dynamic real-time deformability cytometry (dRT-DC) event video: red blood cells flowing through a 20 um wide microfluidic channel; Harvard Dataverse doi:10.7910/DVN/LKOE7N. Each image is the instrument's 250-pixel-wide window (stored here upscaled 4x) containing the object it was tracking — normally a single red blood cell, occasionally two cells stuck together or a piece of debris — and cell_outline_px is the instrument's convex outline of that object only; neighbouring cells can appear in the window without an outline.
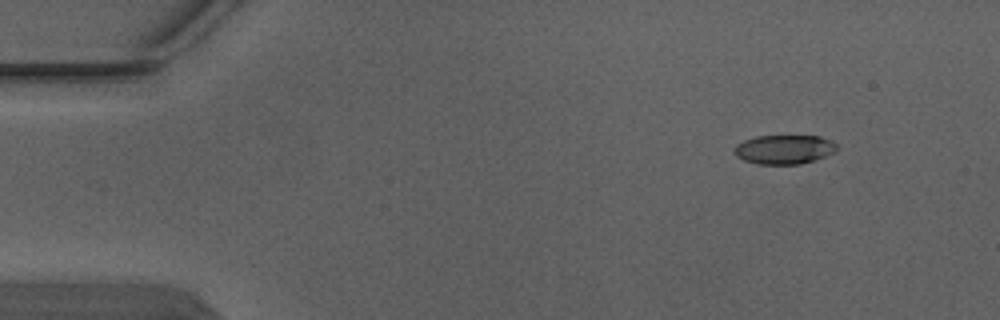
{"species": "Egyptian fruit bat (a non-hibernating species)", "species_latin": "Rousettus aegyptiacus", "temperature_condition": "warm", "stored_images_in_passage": 5, "camera_frame_rate_fps": 3000, "um_per_image_px": 0.085, "animal": {"sex": "male"}, "frame": {"image": 1, "passage_image": 1, "time_ms": 0.0, "image_size_px": [1000, 320], "cell_outline_px": [[836, 152], [816, 160], [800, 164], [756, 164], [744, 160], [736, 156], [736, 144], [744, 140], [756, 136], [820, 136], [836, 144]], "centroid_in_image_um": [66.67, 12.71], "position_along_channel_um": 18.3, "area_um2": 17.34}}
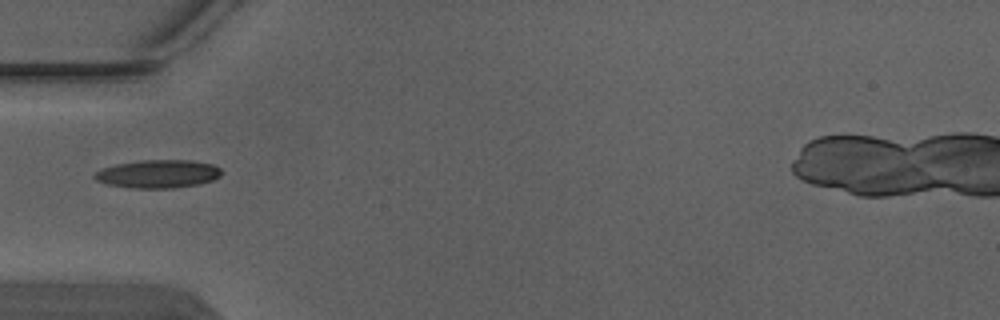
{"frame": {"image": 2, "passage_image": 4, "time_ms": 1.0, "image_size_px": [1000, 320], "cell_outline_px": [[224, 172], [220, 176], [212, 180], [200, 184], [172, 188], [136, 188], [108, 184], [96, 180], [92, 176], [96, 172], [104, 168], [116, 164], [140, 160], [192, 160], [212, 164], [220, 168]], "centroid_in_image_um": [13.47, 14.77], "position_along_channel_um": 71.5, "area_um2": 20.81}}
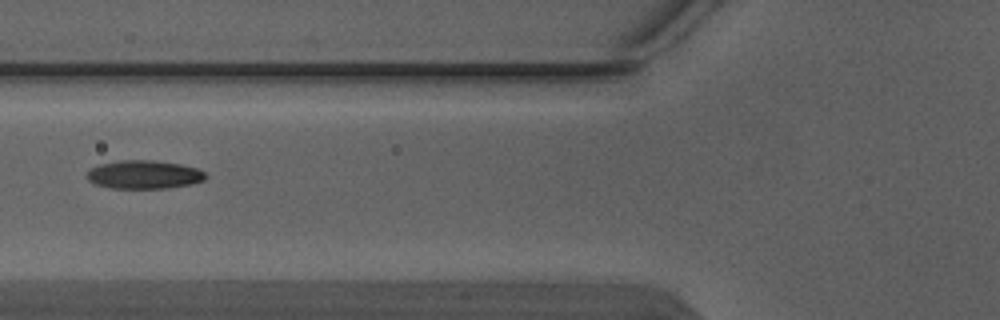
{"frame": {"image": 3, "passage_image": 5, "time_ms": 1.333, "image_size_px": [1000, 320], "cell_outline_px": [[208, 176], [204, 180], [192, 184], [168, 188], [112, 188], [96, 184], [88, 180], [84, 176], [88, 168], [100, 164], [120, 160], [152, 160], [180, 164], [196, 168], [204, 172]], "centroid_in_image_um": [12.21, 14.84], "position_along_channel_um": 113.6, "area_um2": 19.83}}